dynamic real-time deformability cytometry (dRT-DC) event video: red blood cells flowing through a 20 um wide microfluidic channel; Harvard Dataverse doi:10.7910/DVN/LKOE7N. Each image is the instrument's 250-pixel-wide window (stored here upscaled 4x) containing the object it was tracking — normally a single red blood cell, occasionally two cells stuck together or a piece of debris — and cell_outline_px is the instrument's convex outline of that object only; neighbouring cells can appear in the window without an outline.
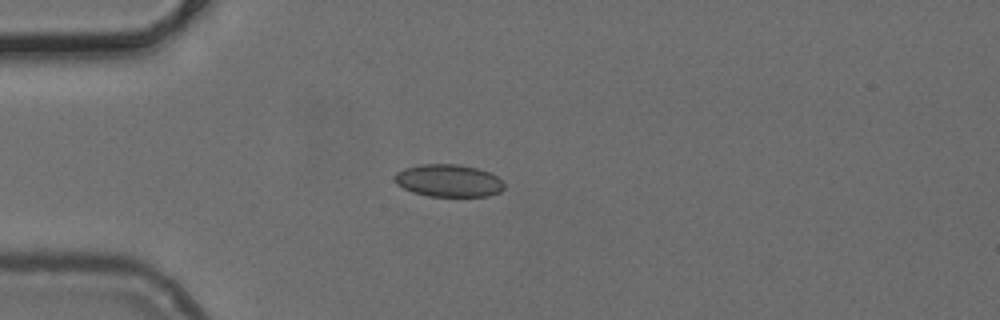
{"species": "common noctule bat (a hibernating species)", "species_latin": "Nyctalus noctula", "temperature_condition": "cold", "stored_images_in_passage": 38, "camera_frame_rate_fps": 3000, "um_per_image_px": 0.085, "animal": {"sex": "female", "body_mass_g": 24.6, "forearm_length_mm": 56.2}, "frame": {"image": 1, "passage_image": 1, "time_ms": 0.0, "image_size_px": [1000, 320], "cell_outline_px": [[504, 188], [500, 192], [488, 196], [428, 196], [412, 192], [396, 184], [392, 180], [392, 176], [396, 172], [404, 168], [420, 164], [456, 164], [476, 168], [488, 172], [496, 176], [504, 184]], "centroid_in_image_um": [38.07, 15.35], "position_along_channel_um": 46.9, "area_um2": 20.81}}
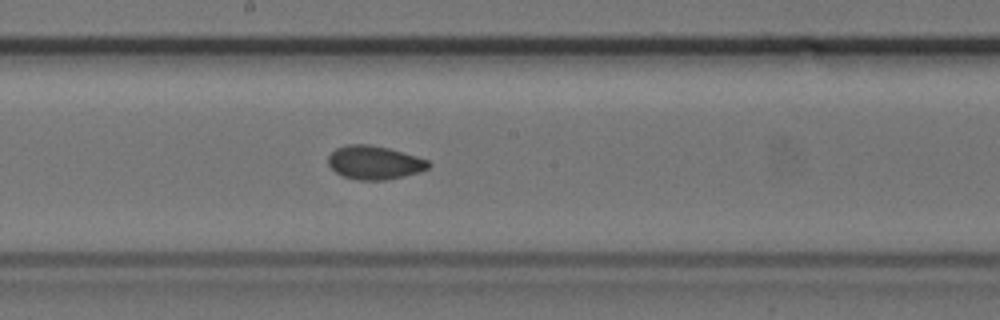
{"frame": {"image": 2, "passage_image": 15, "time_ms": 4.667, "image_size_px": [1000, 320], "cell_outline_px": [[432, 164], [428, 168], [420, 172], [404, 176], [384, 180], [360, 180], [344, 176], [336, 172], [328, 164], [328, 156], [336, 148], [348, 144], [368, 144], [388, 148], [416, 156], [428, 160]], "centroid_in_image_um": [31.84, 13.81], "position_along_channel_um": 216.4, "area_um2": 19.54}}
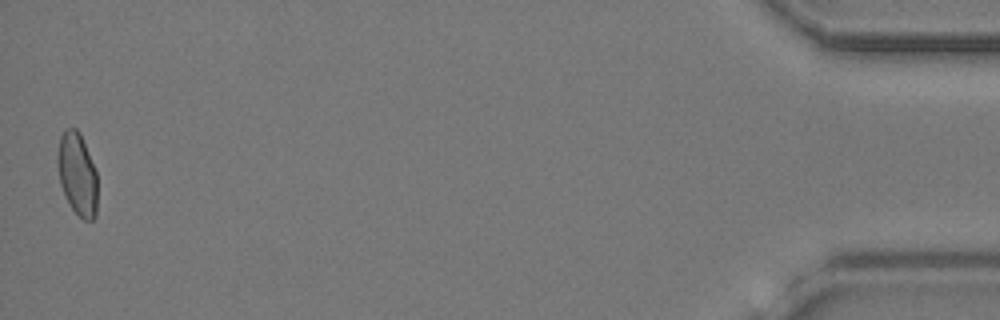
{"frame": {"image": 3, "passage_image": 38, "time_ms": 12.333, "image_size_px": [1000, 320], "cell_outline_px": [[96, 216], [92, 220], [84, 220], [72, 208], [60, 184], [56, 160], [56, 156], [60, 136], [68, 128], [76, 128], [80, 132], [96, 172]], "centroid_in_image_um": [6.55, 14.77], "position_along_channel_um": 428.7, "area_um2": 18.96}}